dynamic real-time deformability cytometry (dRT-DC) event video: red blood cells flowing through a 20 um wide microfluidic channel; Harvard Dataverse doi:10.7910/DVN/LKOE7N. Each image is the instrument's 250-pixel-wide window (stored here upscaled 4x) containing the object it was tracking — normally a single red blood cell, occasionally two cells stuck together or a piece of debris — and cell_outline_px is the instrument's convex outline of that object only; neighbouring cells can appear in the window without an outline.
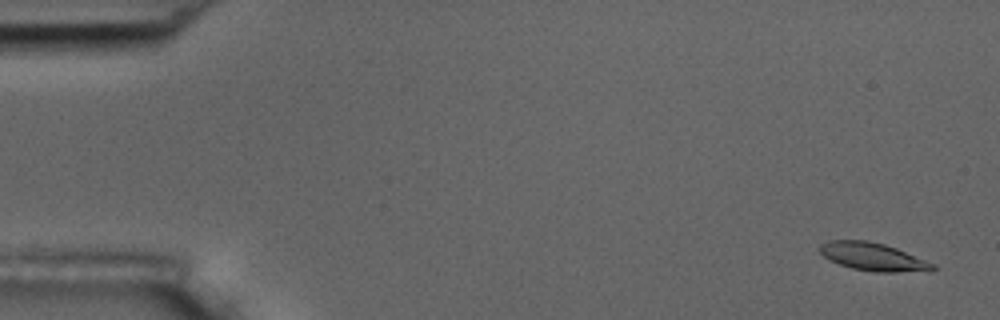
{"species": "common noctule bat (a hibernating species)", "species_latin": "Nyctalus noctula", "temperature_condition": "room temperature", "stored_images_in_passage": 56, "camera_frame_rate_fps": 3000, "um_per_image_px": 0.085, "animal": {"sex": "male", "body_mass_g": 17.5, "forearm_length_mm": 52.3}, "frame": {"image": 1, "passage_image": 3, "time_ms": 0.667, "image_size_px": [1000, 320], "cell_outline_px": [[936, 268], [932, 272], [876, 272], [852, 268], [828, 260], [820, 252], [820, 244], [828, 240], [868, 240], [884, 244], [896, 248], [936, 264]], "centroid_in_image_um": [74.25, 21.83], "position_along_channel_um": 10.7, "area_um2": 18.61}}
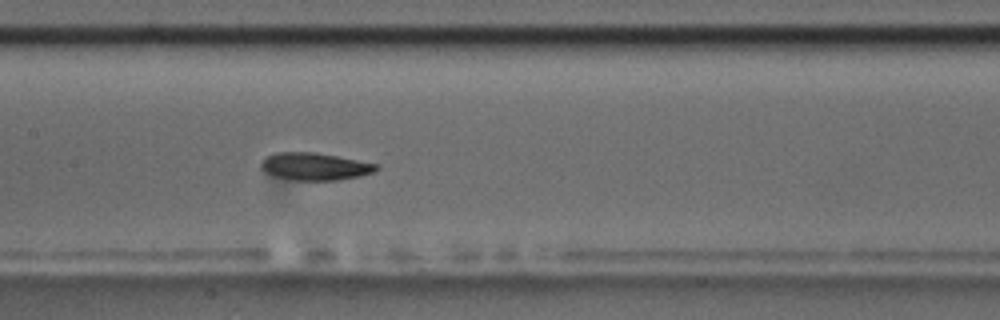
{"frame": {"image": 2, "passage_image": 28, "time_ms": 9.0, "image_size_px": [1000, 320], "cell_outline_px": [[380, 168], [376, 172], [360, 176], [336, 180], [292, 180], [276, 176], [264, 172], [260, 168], [260, 164], [264, 156], [276, 152], [316, 152], [380, 164]], "centroid_in_image_um": [26.77, 14.14], "position_along_channel_um": 180.6, "area_um2": 18.73}}
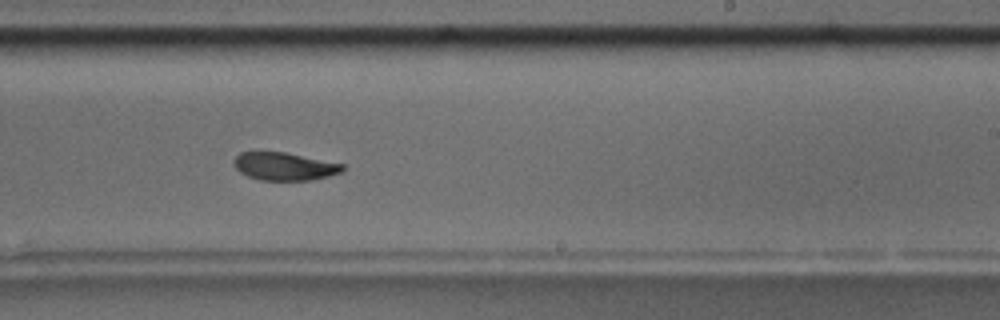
{"frame": {"image": 3, "passage_image": 35, "time_ms": 11.333, "image_size_px": [1000, 320], "cell_outline_px": [[344, 172], [312, 180], [260, 180], [248, 176], [240, 172], [236, 168], [236, 156], [240, 152], [284, 152], [344, 164]], "centroid_in_image_um": [24.22, 14.15], "position_along_channel_um": 264.8, "area_um2": 17.46}, "authors_computed_cell_mechanics": {"area_um2": 18.6116, "velocity_mm_per_s": 3.6207, "shape_relaxation_time_tau1_ms": 3.5594, "shape_relaxation_time_tau2_ms": 2.7693, "deformation_change_tau1": 0.1371, "deformation_change_tau2": 0.0788}}